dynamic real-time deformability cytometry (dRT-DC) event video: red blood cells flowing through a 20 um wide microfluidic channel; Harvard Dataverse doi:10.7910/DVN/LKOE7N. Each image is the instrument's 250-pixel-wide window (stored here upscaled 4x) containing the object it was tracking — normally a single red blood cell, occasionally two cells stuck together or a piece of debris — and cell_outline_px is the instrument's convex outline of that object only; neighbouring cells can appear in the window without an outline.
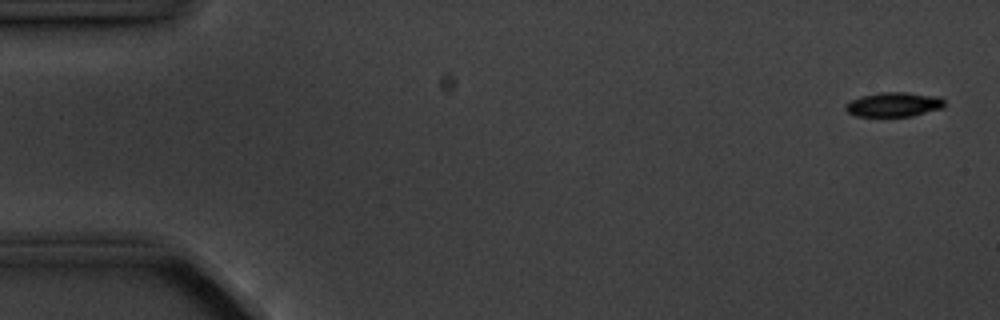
{"species": "common noctule bat (a hibernating species)", "species_latin": "Nyctalus noctula", "temperature_condition": "cold", "stored_images_in_passage": 5, "camera_frame_rate_fps": 3000, "um_per_image_px": 0.085, "animal": {"sex": "male", "body_mass_g": 20.1, "forearm_length_mm": 53.5}, "frame": {"image": 1, "passage_image": 1, "time_ms": 0.0, "image_size_px": [1000, 320], "cell_outline_px": [[944, 108], [912, 116], [856, 116], [848, 112], [844, 108], [844, 104], [848, 100], [860, 96], [880, 92], [904, 92], [940, 96], [944, 100]], "centroid_in_image_um": [75.95, 8.87], "position_along_channel_um": 9.0, "area_um2": 14.33}}